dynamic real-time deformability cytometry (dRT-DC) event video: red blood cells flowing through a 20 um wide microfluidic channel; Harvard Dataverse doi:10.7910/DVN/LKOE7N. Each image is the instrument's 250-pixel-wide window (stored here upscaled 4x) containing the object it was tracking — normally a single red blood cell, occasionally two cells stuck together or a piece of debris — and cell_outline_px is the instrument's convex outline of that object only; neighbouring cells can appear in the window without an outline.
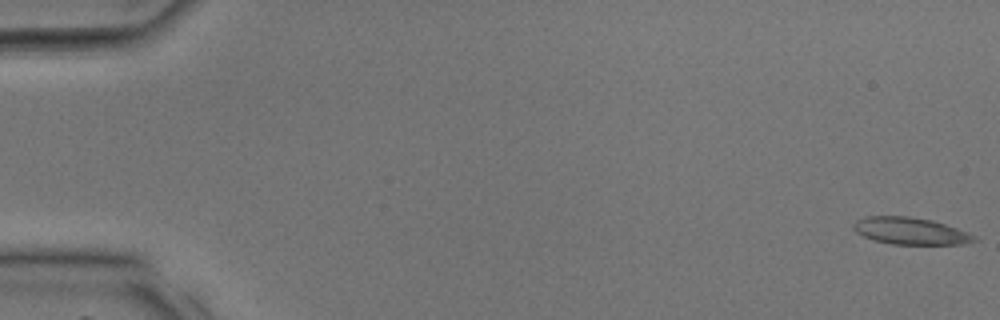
{"species": "common noctule bat (a hibernating species)", "species_latin": "Nyctalus noctula", "temperature_condition": "room temperature", "stored_images_in_passage": 38, "camera_frame_rate_fps": 3000, "um_per_image_px": 0.085, "animal": {"sex": "male", "body_mass_g": 17.9, "forearm_length_mm": 54.2}, "frame": {"image": 1, "passage_image": 1, "time_ms": 0.0, "image_size_px": [1000, 320], "cell_outline_px": [[980, 240], [964, 244], [892, 244], [872, 240], [856, 232], [852, 228], [852, 224], [856, 220], [864, 216], [908, 216], [932, 220], [968, 232], [976, 236]], "centroid_in_image_um": [77.37, 19.63], "position_along_channel_um": 7.6, "area_um2": 19.13}}
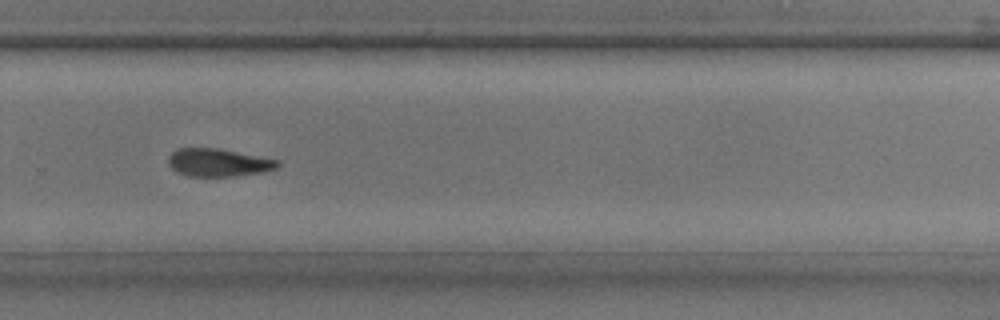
{"frame": {"image": 2, "passage_image": 26, "time_ms": 8.333, "image_size_px": [1000, 320], "cell_outline_px": [[280, 164], [276, 168], [264, 172], [236, 176], [188, 176], [176, 172], [168, 164], [168, 156], [176, 148], [216, 148], [280, 160]], "centroid_in_image_um": [18.54, 13.82], "position_along_channel_um": 311.3, "area_um2": 17.8}}
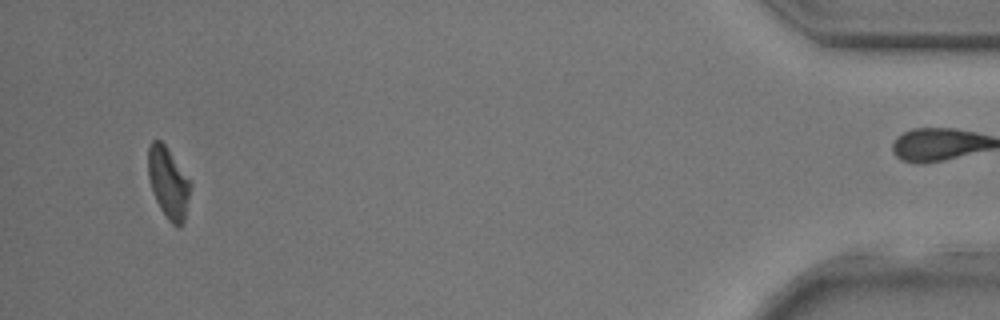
{"frame": {"image": 3, "passage_image": 36, "time_ms": 11.667, "image_size_px": [1000, 320], "cell_outline_px": [[192, 184], [184, 224], [180, 228], [176, 228], [168, 220], [160, 208], [156, 200], [148, 176], [148, 144], [152, 140], [160, 140], [164, 144]], "centroid_in_image_um": [14.32, 15.58], "position_along_channel_um": 420.9, "area_um2": 17.51}}